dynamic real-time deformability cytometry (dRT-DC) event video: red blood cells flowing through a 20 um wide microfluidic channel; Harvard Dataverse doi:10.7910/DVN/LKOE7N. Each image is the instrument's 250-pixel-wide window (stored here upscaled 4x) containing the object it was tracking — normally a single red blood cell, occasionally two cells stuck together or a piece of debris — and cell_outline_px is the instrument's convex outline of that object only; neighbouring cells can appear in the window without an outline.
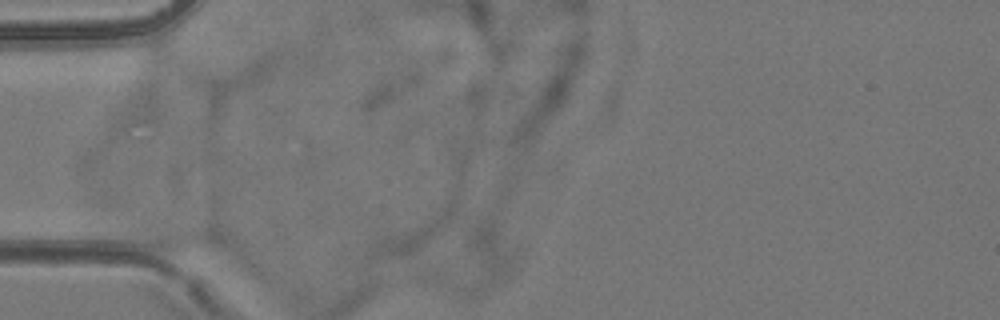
{"species": "common noctule bat (a hibernating species)", "species_latin": "Nyctalus noctula", "temperature_condition": "room temperature", "stored_images_in_passage": 3, "camera_frame_rate_fps": 3000, "um_per_image_px": 0.085, "animal": {"sex": "female", "body_mass_g": 24.6, "forearm_length_mm": 56.2}, "frame": {"image": 1, "passage_image": 1, "time_ms": 0.0, "image_size_px": [1000, 320], "cell_outline_px": [[224, 248], [172, 252], [152, 248], [140, 244], [136, 228], [144, 224], [148, 224], [212, 228], [224, 240]], "centroid_in_image_um": [15.21, 20.22], "position_along_channel_um": 69.8, "area_um2": 13.87}}